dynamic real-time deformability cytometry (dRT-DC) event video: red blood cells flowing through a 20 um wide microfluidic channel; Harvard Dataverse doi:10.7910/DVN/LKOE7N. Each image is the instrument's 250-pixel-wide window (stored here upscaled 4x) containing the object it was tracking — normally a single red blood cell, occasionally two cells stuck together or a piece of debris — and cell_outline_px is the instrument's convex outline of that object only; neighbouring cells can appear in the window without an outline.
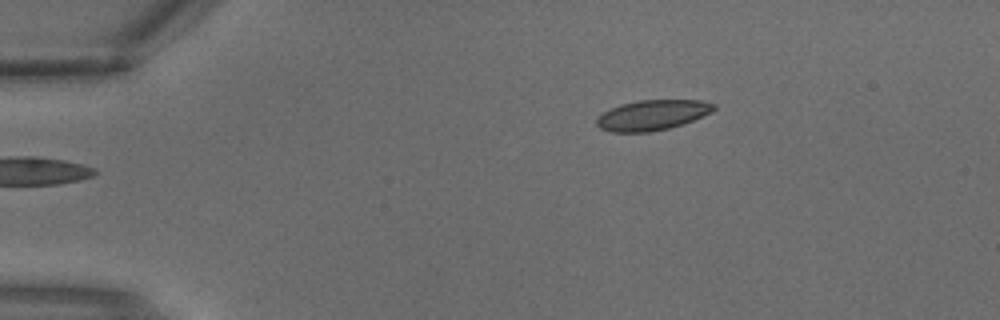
{"species": "common noctule bat (a hibernating species)", "species_latin": "Nyctalus noctula", "temperature_condition": "warm", "stored_images_in_passage": 3, "camera_frame_rate_fps": 3000, "um_per_image_px": 0.085, "animal": {"sex": "male", "body_mass_g": 18.8}, "frame": {"image": 1, "passage_image": 3, "time_ms": 0.667, "image_size_px": [1000, 320], "cell_outline_px": [[716, 108], [712, 112], [684, 124], [668, 128], [648, 132], [612, 132], [600, 128], [596, 124], [596, 120], [604, 112], [620, 104], [640, 100], [700, 100], [716, 104]], "centroid_in_image_um": [55.48, 9.78], "position_along_channel_um": 29.5, "area_um2": 20.58}}